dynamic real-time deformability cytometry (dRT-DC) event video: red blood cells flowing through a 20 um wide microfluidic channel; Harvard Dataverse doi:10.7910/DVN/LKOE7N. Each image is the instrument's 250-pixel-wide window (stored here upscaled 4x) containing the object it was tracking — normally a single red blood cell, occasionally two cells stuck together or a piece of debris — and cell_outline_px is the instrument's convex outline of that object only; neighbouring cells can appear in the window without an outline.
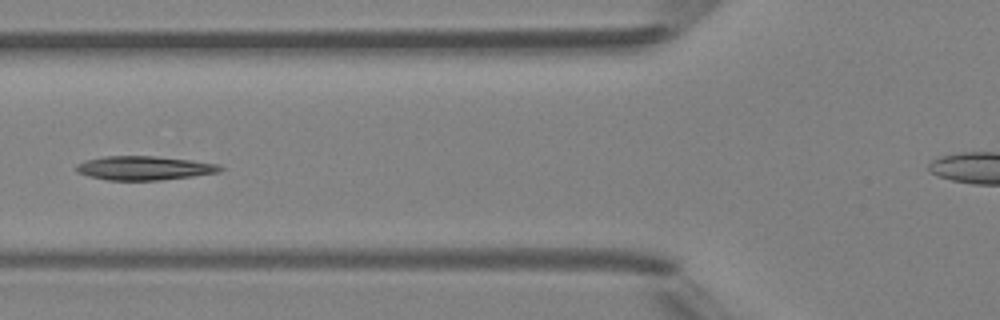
{"species": "Egyptian fruit bat (a non-hibernating species)", "species_latin": "Rousettus aegyptiacus", "temperature_condition": "room temperature", "stored_images_in_passage": 7, "segment_of_instrument_passage": [1, 2], "camera_frame_rate_fps": 3000, "um_per_image_px": 0.085, "animal": {"sex": "female"}, "frame": {"image": 1, "passage_image": 6, "time_ms": 5.667, "image_size_px": [1000, 320], "cell_outline_px": [[224, 168], [220, 172], [192, 176], [160, 180], [108, 180], [88, 176], [76, 172], [76, 164], [84, 160], [104, 156], [156, 156], [192, 160], [220, 164]], "centroid_in_image_um": [12.25, 14.28], "position_along_channel_um": 113.5, "area_um2": 20.23}}